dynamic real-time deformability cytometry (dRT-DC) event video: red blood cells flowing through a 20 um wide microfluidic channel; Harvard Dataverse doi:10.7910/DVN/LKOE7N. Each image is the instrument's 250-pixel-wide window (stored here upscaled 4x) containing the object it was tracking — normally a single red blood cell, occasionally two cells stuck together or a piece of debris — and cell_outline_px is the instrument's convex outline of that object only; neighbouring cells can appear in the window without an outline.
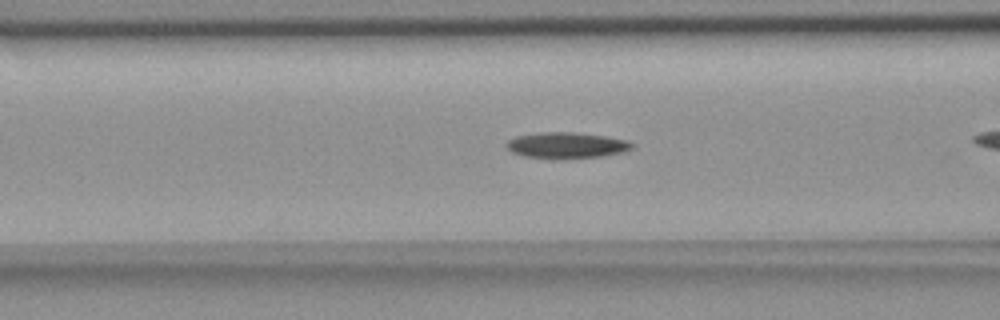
{"species": "common noctule bat (a hibernating species)", "species_latin": "Nyctalus noctula", "temperature_condition": "room temperature", "stored_images_in_passage": 39, "camera_frame_rate_fps": 3000, "um_per_image_px": 0.085, "animal": {"sex": "female", "body_mass_g": 18.4}, "frame": {"image": 1, "passage_image": 18, "time_ms": 5.667, "image_size_px": [1000, 320], "cell_outline_px": [[632, 148], [624, 152], [604, 156], [564, 160], [552, 160], [524, 156], [512, 152], [504, 144], [508, 140], [516, 136], [544, 132], [572, 132], [604, 136], [624, 140], [632, 144]], "centroid_in_image_um": [48.11, 12.38], "position_along_channel_um": 118.5, "area_um2": 19.31}}
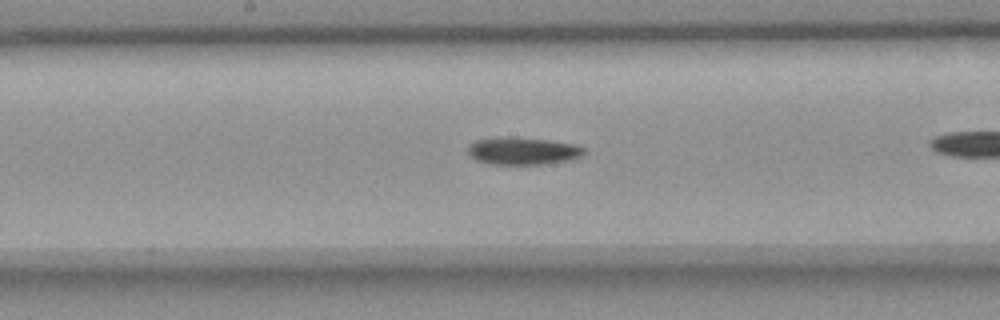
{"frame": {"image": 2, "passage_image": 25, "time_ms": 8.0, "image_size_px": [1000, 320], "cell_outline_px": [[584, 156], [572, 160], [548, 164], [488, 164], [476, 160], [468, 152], [468, 148], [476, 140], [544, 140], [576, 144], [584, 148]], "centroid_in_image_um": [44.56, 12.9], "position_along_channel_um": 203.6, "area_um2": 17.57}}
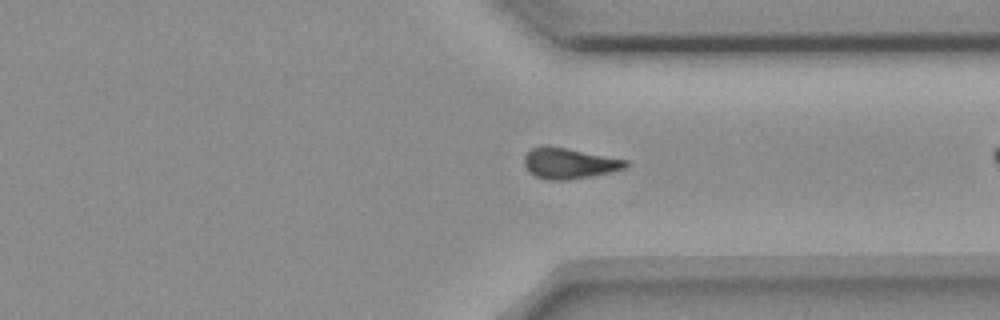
{"frame": {"image": 3, "passage_image": 38, "time_ms": 12.333, "image_size_px": [1000, 320], "cell_outline_px": [[628, 168], [612, 172], [592, 176], [568, 180], [548, 180], [536, 176], [528, 172], [524, 164], [524, 156], [532, 148], [540, 144], [544, 144], [568, 148], [628, 160]], "centroid_in_image_um": [48.38, 13.87], "position_along_channel_um": 363.0, "area_um2": 18.55}}